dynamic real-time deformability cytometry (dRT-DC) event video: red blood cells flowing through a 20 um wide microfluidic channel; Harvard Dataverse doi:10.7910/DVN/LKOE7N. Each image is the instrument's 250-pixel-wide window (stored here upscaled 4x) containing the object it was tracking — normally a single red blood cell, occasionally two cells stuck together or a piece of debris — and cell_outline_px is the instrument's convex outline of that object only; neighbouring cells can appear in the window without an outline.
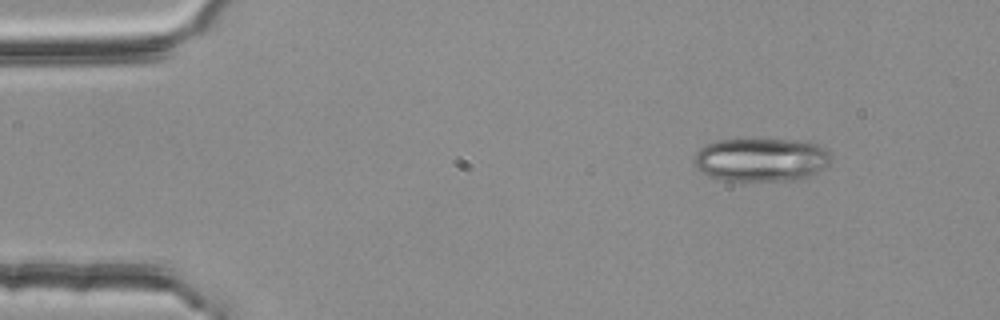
{"species": "common noctule bat (a hibernating species)", "species_latin": "Nyctalus noctula", "temperature_condition": "room temperature", "stored_images_in_passage": 3, "camera_frame_rate_fps": 3000, "um_per_image_px": 0.085, "animal": {"sex": "female", "body_mass_g": 25.1}, "frame": {"image": 1, "passage_image": 3, "time_ms": 0.667, "image_size_px": [1000, 320], "cell_outline_px": [[832, 156], [828, 164], [820, 172], [804, 180], [724, 180], [708, 176], [700, 172], [696, 168], [692, 160], [692, 156], [700, 148], [708, 144], [720, 140], [808, 140], [824, 148]], "centroid_in_image_um": [64.71, 13.58], "position_along_channel_um": 20.3, "area_um2": 35.03}}